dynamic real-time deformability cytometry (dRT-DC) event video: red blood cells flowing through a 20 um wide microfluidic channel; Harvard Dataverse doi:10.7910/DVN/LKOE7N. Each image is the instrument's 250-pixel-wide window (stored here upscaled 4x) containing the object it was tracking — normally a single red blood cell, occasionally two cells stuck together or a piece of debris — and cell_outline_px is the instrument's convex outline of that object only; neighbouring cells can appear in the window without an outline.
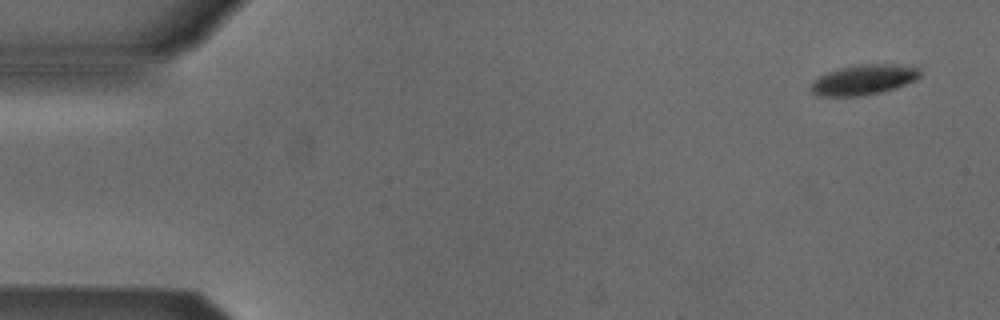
{"species": "Egyptian fruit bat (a non-hibernating species)", "species_latin": "Rousettus aegyptiacus", "temperature_condition": "cold", "stored_images_in_passage": 4, "camera_frame_rate_fps": 3000, "um_per_image_px": 0.085, "animal": {"sex": "male"}, "frame": {"image": 1, "passage_image": 1, "time_ms": 0.0, "image_size_px": [1000, 320], "cell_outline_px": [[920, 76], [916, 80], [896, 88], [880, 92], [860, 96], [816, 96], [812, 92], [812, 80], [828, 72], [840, 68], [860, 64], [892, 64], [920, 68]], "centroid_in_image_um": [73.41, 6.78], "position_along_channel_um": 11.6, "area_um2": 19.07}}
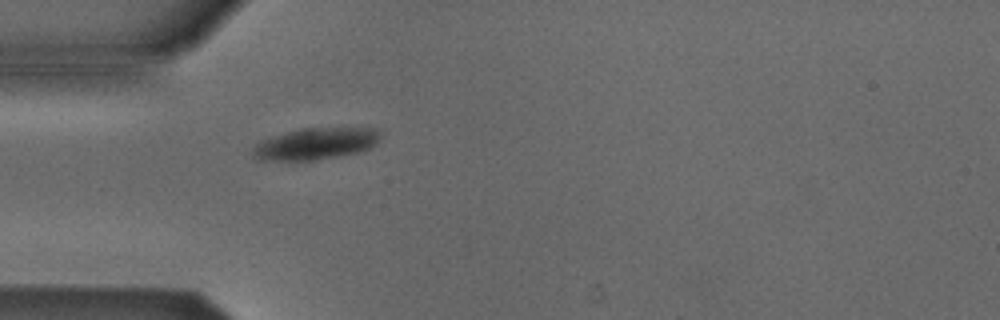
{"frame": {"image": 2, "passage_image": 4, "time_ms": 4.333, "image_size_px": [1000, 320], "cell_outline_px": [[380, 140], [372, 148], [364, 152], [344, 156], [316, 160], [256, 160], [252, 156], [252, 148], [260, 140], [272, 136], [304, 128], [380, 128]], "centroid_in_image_um": [26.88, 12.23], "position_along_channel_um": 58.1, "area_um2": 24.04}}